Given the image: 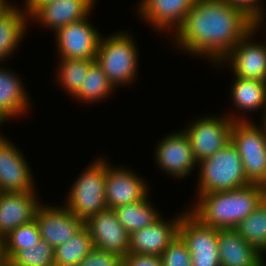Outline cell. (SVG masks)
Returning <instances> with one entry per match:
<instances>
[{"label":"cell","instance_id":"1","mask_svg":"<svg viewBox=\"0 0 266 266\" xmlns=\"http://www.w3.org/2000/svg\"><path fill=\"white\" fill-rule=\"evenodd\" d=\"M255 26L225 0H195L170 37L184 53L219 63Z\"/></svg>","mask_w":266,"mask_h":266},{"label":"cell","instance_id":"2","mask_svg":"<svg viewBox=\"0 0 266 266\" xmlns=\"http://www.w3.org/2000/svg\"><path fill=\"white\" fill-rule=\"evenodd\" d=\"M197 203L188 210L203 224L216 229L236 228L264 198L260 184L214 193L197 194Z\"/></svg>","mask_w":266,"mask_h":266},{"label":"cell","instance_id":"3","mask_svg":"<svg viewBox=\"0 0 266 266\" xmlns=\"http://www.w3.org/2000/svg\"><path fill=\"white\" fill-rule=\"evenodd\" d=\"M139 50L129 32H114L102 36L95 62L101 67L114 88L131 84L137 79Z\"/></svg>","mask_w":266,"mask_h":266},{"label":"cell","instance_id":"4","mask_svg":"<svg viewBox=\"0 0 266 266\" xmlns=\"http://www.w3.org/2000/svg\"><path fill=\"white\" fill-rule=\"evenodd\" d=\"M198 194L239 189L250 185L237 149L229 142L197 165Z\"/></svg>","mask_w":266,"mask_h":266},{"label":"cell","instance_id":"5","mask_svg":"<svg viewBox=\"0 0 266 266\" xmlns=\"http://www.w3.org/2000/svg\"><path fill=\"white\" fill-rule=\"evenodd\" d=\"M107 159L97 157L76 177L63 205L74 215L86 221L90 216L107 209Z\"/></svg>","mask_w":266,"mask_h":266},{"label":"cell","instance_id":"6","mask_svg":"<svg viewBox=\"0 0 266 266\" xmlns=\"http://www.w3.org/2000/svg\"><path fill=\"white\" fill-rule=\"evenodd\" d=\"M234 111L232 115H204L189 123L182 129L188 136L192 150L197 162L214 155L231 142V130L234 121H248V118L241 114L238 116Z\"/></svg>","mask_w":266,"mask_h":266},{"label":"cell","instance_id":"7","mask_svg":"<svg viewBox=\"0 0 266 266\" xmlns=\"http://www.w3.org/2000/svg\"><path fill=\"white\" fill-rule=\"evenodd\" d=\"M252 120L234 121L231 142L239 153L247 180L260 184L266 180V133Z\"/></svg>","mask_w":266,"mask_h":266},{"label":"cell","instance_id":"8","mask_svg":"<svg viewBox=\"0 0 266 266\" xmlns=\"http://www.w3.org/2000/svg\"><path fill=\"white\" fill-rule=\"evenodd\" d=\"M178 235L187 245L192 266H220L218 229L203 224L188 208L181 217Z\"/></svg>","mask_w":266,"mask_h":266},{"label":"cell","instance_id":"9","mask_svg":"<svg viewBox=\"0 0 266 266\" xmlns=\"http://www.w3.org/2000/svg\"><path fill=\"white\" fill-rule=\"evenodd\" d=\"M261 28H252L219 63L214 65H228L238 78L266 82V40L261 43L253 38Z\"/></svg>","mask_w":266,"mask_h":266},{"label":"cell","instance_id":"10","mask_svg":"<svg viewBox=\"0 0 266 266\" xmlns=\"http://www.w3.org/2000/svg\"><path fill=\"white\" fill-rule=\"evenodd\" d=\"M90 14L77 22L67 24L55 34L59 59L95 60L101 32L88 20Z\"/></svg>","mask_w":266,"mask_h":266},{"label":"cell","instance_id":"11","mask_svg":"<svg viewBox=\"0 0 266 266\" xmlns=\"http://www.w3.org/2000/svg\"><path fill=\"white\" fill-rule=\"evenodd\" d=\"M156 143L154 161L161 171H165L174 179L187 178L197 168L198 162L183 130L164 135L161 141Z\"/></svg>","mask_w":266,"mask_h":266},{"label":"cell","instance_id":"12","mask_svg":"<svg viewBox=\"0 0 266 266\" xmlns=\"http://www.w3.org/2000/svg\"><path fill=\"white\" fill-rule=\"evenodd\" d=\"M35 220L41 238L54 249L70 240L85 226V221L64 205H47L43 202L36 209Z\"/></svg>","mask_w":266,"mask_h":266},{"label":"cell","instance_id":"13","mask_svg":"<svg viewBox=\"0 0 266 266\" xmlns=\"http://www.w3.org/2000/svg\"><path fill=\"white\" fill-rule=\"evenodd\" d=\"M124 167L115 165L112 167L107 161L105 185L108 209L136 203L149 195V185L146 184V180L134 170Z\"/></svg>","mask_w":266,"mask_h":266},{"label":"cell","instance_id":"14","mask_svg":"<svg viewBox=\"0 0 266 266\" xmlns=\"http://www.w3.org/2000/svg\"><path fill=\"white\" fill-rule=\"evenodd\" d=\"M5 135L0 136V192L35 191L26 157Z\"/></svg>","mask_w":266,"mask_h":266},{"label":"cell","instance_id":"15","mask_svg":"<svg viewBox=\"0 0 266 266\" xmlns=\"http://www.w3.org/2000/svg\"><path fill=\"white\" fill-rule=\"evenodd\" d=\"M94 248L113 252L124 258L129 254L130 234L124 229L113 209H105L85 221Z\"/></svg>","mask_w":266,"mask_h":266},{"label":"cell","instance_id":"16","mask_svg":"<svg viewBox=\"0 0 266 266\" xmlns=\"http://www.w3.org/2000/svg\"><path fill=\"white\" fill-rule=\"evenodd\" d=\"M195 0H140L139 15L158 33H172L181 26Z\"/></svg>","mask_w":266,"mask_h":266},{"label":"cell","instance_id":"17","mask_svg":"<svg viewBox=\"0 0 266 266\" xmlns=\"http://www.w3.org/2000/svg\"><path fill=\"white\" fill-rule=\"evenodd\" d=\"M186 210L174 218L163 216L154 224L130 234L129 253L160 256L177 237L181 217Z\"/></svg>","mask_w":266,"mask_h":266},{"label":"cell","instance_id":"18","mask_svg":"<svg viewBox=\"0 0 266 266\" xmlns=\"http://www.w3.org/2000/svg\"><path fill=\"white\" fill-rule=\"evenodd\" d=\"M95 4L96 0H56L40 5L29 16V21L39 22L55 33L67 24L86 18Z\"/></svg>","mask_w":266,"mask_h":266},{"label":"cell","instance_id":"19","mask_svg":"<svg viewBox=\"0 0 266 266\" xmlns=\"http://www.w3.org/2000/svg\"><path fill=\"white\" fill-rule=\"evenodd\" d=\"M35 191L0 192V237L35 219L41 204Z\"/></svg>","mask_w":266,"mask_h":266},{"label":"cell","instance_id":"20","mask_svg":"<svg viewBox=\"0 0 266 266\" xmlns=\"http://www.w3.org/2000/svg\"><path fill=\"white\" fill-rule=\"evenodd\" d=\"M220 266H263L264 255L247 243L235 228L218 229Z\"/></svg>","mask_w":266,"mask_h":266},{"label":"cell","instance_id":"21","mask_svg":"<svg viewBox=\"0 0 266 266\" xmlns=\"http://www.w3.org/2000/svg\"><path fill=\"white\" fill-rule=\"evenodd\" d=\"M12 72L0 66V120L4 123L25 115L31 105L24 83Z\"/></svg>","mask_w":266,"mask_h":266},{"label":"cell","instance_id":"22","mask_svg":"<svg viewBox=\"0 0 266 266\" xmlns=\"http://www.w3.org/2000/svg\"><path fill=\"white\" fill-rule=\"evenodd\" d=\"M27 22L29 23V14L24 6L10 3L0 12V65L17 51L27 33Z\"/></svg>","mask_w":266,"mask_h":266},{"label":"cell","instance_id":"23","mask_svg":"<svg viewBox=\"0 0 266 266\" xmlns=\"http://www.w3.org/2000/svg\"><path fill=\"white\" fill-rule=\"evenodd\" d=\"M234 79L230 93L232 103L238 111L244 112V115L245 112L251 113L266 109V82L236 76Z\"/></svg>","mask_w":266,"mask_h":266},{"label":"cell","instance_id":"24","mask_svg":"<svg viewBox=\"0 0 266 266\" xmlns=\"http://www.w3.org/2000/svg\"><path fill=\"white\" fill-rule=\"evenodd\" d=\"M148 197L149 195L136 203L113 209L117 219L129 234L154 224L162 217Z\"/></svg>","mask_w":266,"mask_h":266},{"label":"cell","instance_id":"25","mask_svg":"<svg viewBox=\"0 0 266 266\" xmlns=\"http://www.w3.org/2000/svg\"><path fill=\"white\" fill-rule=\"evenodd\" d=\"M116 89L108 81L101 67L94 61L85 76L80 89L72 96L76 101L92 104L105 100L106 96H112ZM92 102V103H91Z\"/></svg>","mask_w":266,"mask_h":266},{"label":"cell","instance_id":"26","mask_svg":"<svg viewBox=\"0 0 266 266\" xmlns=\"http://www.w3.org/2000/svg\"><path fill=\"white\" fill-rule=\"evenodd\" d=\"M94 249L89 230L84 226L70 240L54 249V264L57 266H78Z\"/></svg>","mask_w":266,"mask_h":266},{"label":"cell","instance_id":"27","mask_svg":"<svg viewBox=\"0 0 266 266\" xmlns=\"http://www.w3.org/2000/svg\"><path fill=\"white\" fill-rule=\"evenodd\" d=\"M242 238L266 256V200L235 228Z\"/></svg>","mask_w":266,"mask_h":266},{"label":"cell","instance_id":"28","mask_svg":"<svg viewBox=\"0 0 266 266\" xmlns=\"http://www.w3.org/2000/svg\"><path fill=\"white\" fill-rule=\"evenodd\" d=\"M58 61L56 82L64 89L63 91L73 96L80 89L90 65L95 60L59 59Z\"/></svg>","mask_w":266,"mask_h":266},{"label":"cell","instance_id":"29","mask_svg":"<svg viewBox=\"0 0 266 266\" xmlns=\"http://www.w3.org/2000/svg\"><path fill=\"white\" fill-rule=\"evenodd\" d=\"M41 239L36 220L23 224L9 232L3 241V254L9 260L18 250L26 249V246L37 245Z\"/></svg>","mask_w":266,"mask_h":266},{"label":"cell","instance_id":"30","mask_svg":"<svg viewBox=\"0 0 266 266\" xmlns=\"http://www.w3.org/2000/svg\"><path fill=\"white\" fill-rule=\"evenodd\" d=\"M54 254V248L41 238L37 245L18 250L8 260V264L10 266H52Z\"/></svg>","mask_w":266,"mask_h":266},{"label":"cell","instance_id":"31","mask_svg":"<svg viewBox=\"0 0 266 266\" xmlns=\"http://www.w3.org/2000/svg\"><path fill=\"white\" fill-rule=\"evenodd\" d=\"M163 266H192L191 254L186 243L177 235L160 255Z\"/></svg>","mask_w":266,"mask_h":266},{"label":"cell","instance_id":"32","mask_svg":"<svg viewBox=\"0 0 266 266\" xmlns=\"http://www.w3.org/2000/svg\"><path fill=\"white\" fill-rule=\"evenodd\" d=\"M226 4L246 17L255 27H263L265 22L262 0H225Z\"/></svg>","mask_w":266,"mask_h":266},{"label":"cell","instance_id":"33","mask_svg":"<svg viewBox=\"0 0 266 266\" xmlns=\"http://www.w3.org/2000/svg\"><path fill=\"white\" fill-rule=\"evenodd\" d=\"M123 258L113 252L94 248L78 266H121Z\"/></svg>","mask_w":266,"mask_h":266},{"label":"cell","instance_id":"34","mask_svg":"<svg viewBox=\"0 0 266 266\" xmlns=\"http://www.w3.org/2000/svg\"><path fill=\"white\" fill-rule=\"evenodd\" d=\"M126 266H163L160 256L129 253L123 258Z\"/></svg>","mask_w":266,"mask_h":266},{"label":"cell","instance_id":"35","mask_svg":"<svg viewBox=\"0 0 266 266\" xmlns=\"http://www.w3.org/2000/svg\"><path fill=\"white\" fill-rule=\"evenodd\" d=\"M54 1L56 0H24L23 6L30 16L40 5Z\"/></svg>","mask_w":266,"mask_h":266},{"label":"cell","instance_id":"36","mask_svg":"<svg viewBox=\"0 0 266 266\" xmlns=\"http://www.w3.org/2000/svg\"><path fill=\"white\" fill-rule=\"evenodd\" d=\"M263 112V115H262V119H261V122L260 124H262V128L264 129V132L266 133V109L264 111H261Z\"/></svg>","mask_w":266,"mask_h":266},{"label":"cell","instance_id":"37","mask_svg":"<svg viewBox=\"0 0 266 266\" xmlns=\"http://www.w3.org/2000/svg\"><path fill=\"white\" fill-rule=\"evenodd\" d=\"M8 260L4 254H0V266H7Z\"/></svg>","mask_w":266,"mask_h":266},{"label":"cell","instance_id":"38","mask_svg":"<svg viewBox=\"0 0 266 266\" xmlns=\"http://www.w3.org/2000/svg\"><path fill=\"white\" fill-rule=\"evenodd\" d=\"M9 0H0V12L5 9L11 2Z\"/></svg>","mask_w":266,"mask_h":266},{"label":"cell","instance_id":"39","mask_svg":"<svg viewBox=\"0 0 266 266\" xmlns=\"http://www.w3.org/2000/svg\"><path fill=\"white\" fill-rule=\"evenodd\" d=\"M262 189H263V192H264V198L266 200V180L262 183Z\"/></svg>","mask_w":266,"mask_h":266},{"label":"cell","instance_id":"40","mask_svg":"<svg viewBox=\"0 0 266 266\" xmlns=\"http://www.w3.org/2000/svg\"><path fill=\"white\" fill-rule=\"evenodd\" d=\"M0 254H3V241L1 237H0Z\"/></svg>","mask_w":266,"mask_h":266}]
</instances>
